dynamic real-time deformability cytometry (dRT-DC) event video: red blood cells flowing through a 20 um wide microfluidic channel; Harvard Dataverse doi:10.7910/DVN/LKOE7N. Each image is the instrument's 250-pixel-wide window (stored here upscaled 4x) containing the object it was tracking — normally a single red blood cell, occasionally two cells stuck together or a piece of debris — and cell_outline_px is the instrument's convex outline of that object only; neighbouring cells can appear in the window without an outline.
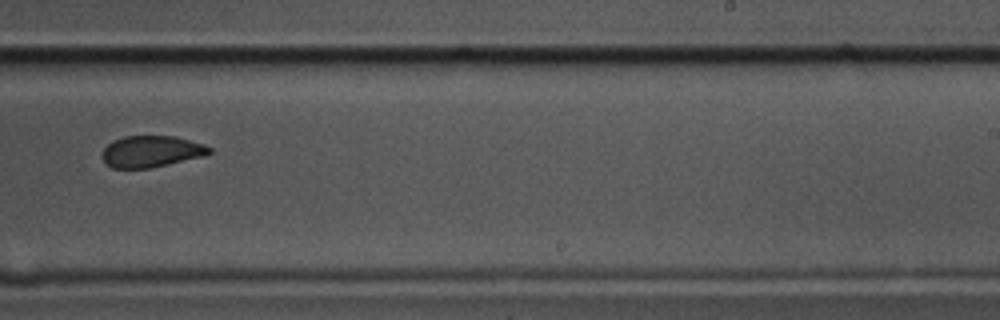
{"species": "common noctule bat (a hibernating species)", "species_latin": "Nyctalus noctula", "temperature_condition": "cold", "stored_images_in_passage": 11, "camera_frame_rate_fps": 3000, "um_per_image_px": 0.085, "animal": {"sex": "male", "body_mass_g": 17.5, "forearm_length_mm": 52.3}, "frame": {"image": 1, "passage_image": 7, "time_ms": 2.0, "image_size_px": [1000, 320], "cell_outline_px": [[212, 152], [204, 156], [168, 164], [148, 168], [112, 168], [104, 164], [100, 156], [100, 152], [108, 144], [124, 136], [176, 136], [204, 144], [212, 148]], "centroid_in_image_um": [12.83, 12.88], "position_along_channel_um": 276.2, "area_um2": 19.83}}
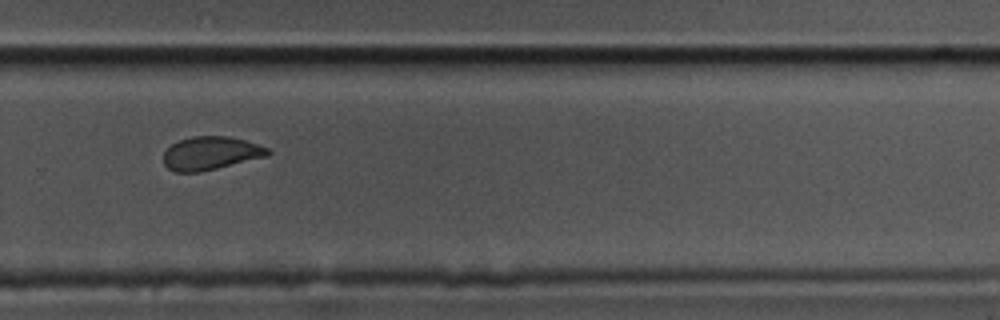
{"frame": {"image": 2, "passage_image": 8, "time_ms": 2.333, "image_size_px": [1000, 320], "cell_outline_px": [[272, 152], [268, 156], [200, 172], [176, 172], [168, 168], [164, 164], [164, 152], [172, 144], [180, 140], [192, 136], [228, 136], [244, 140], [268, 148]], "centroid_in_image_um": [17.91, 13.02], "position_along_channel_um": 311.9, "area_um2": 20.11}}